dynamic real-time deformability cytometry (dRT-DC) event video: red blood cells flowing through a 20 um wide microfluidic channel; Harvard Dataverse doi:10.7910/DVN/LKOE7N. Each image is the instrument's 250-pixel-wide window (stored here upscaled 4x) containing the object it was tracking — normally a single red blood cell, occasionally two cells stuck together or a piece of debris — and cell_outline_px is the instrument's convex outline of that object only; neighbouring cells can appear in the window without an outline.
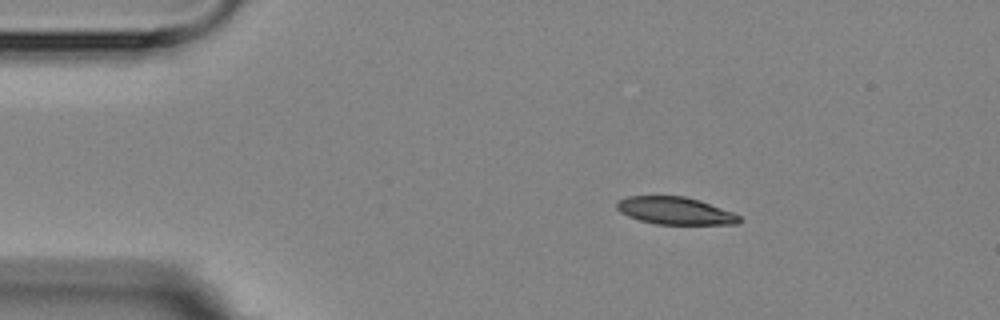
{"species": "Egyptian fruit bat (a non-hibernating species)", "species_latin": "Rousettus aegyptiacus", "temperature_condition": "room temperature", "stored_images_in_passage": 3, "camera_frame_rate_fps": 3000, "um_per_image_px": 0.085, "animal": {"sex": "female"}, "frame": {"image": 1, "passage_image": 1, "time_ms": 0.0, "image_size_px": [1000, 320], "cell_outline_px": [[740, 220], [736, 224], [656, 224], [640, 220], [628, 216], [620, 212], [616, 208], [616, 204], [620, 200], [628, 196], [684, 196], [700, 200], [732, 212], [740, 216]], "centroid_in_image_um": [57.37, 17.91], "position_along_channel_um": 27.6, "area_um2": 19.42}}